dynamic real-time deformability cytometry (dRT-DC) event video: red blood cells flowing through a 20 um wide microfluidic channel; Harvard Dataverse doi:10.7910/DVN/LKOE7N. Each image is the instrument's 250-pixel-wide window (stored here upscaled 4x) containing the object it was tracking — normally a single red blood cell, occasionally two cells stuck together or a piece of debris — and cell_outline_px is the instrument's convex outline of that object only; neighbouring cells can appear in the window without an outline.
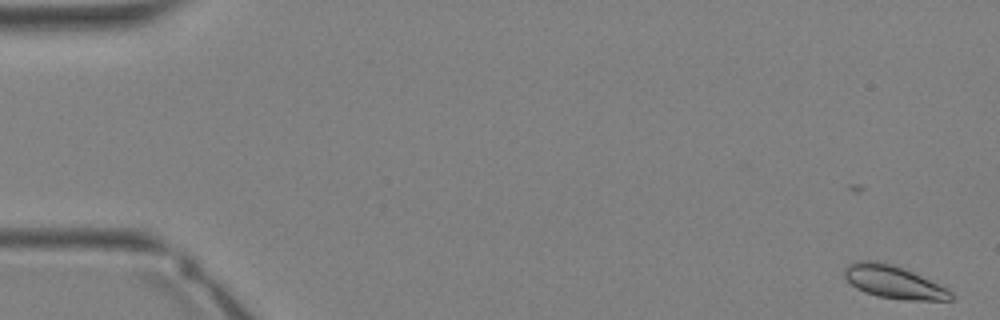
{"species": "Egyptian fruit bat (a non-hibernating species)", "species_latin": "Rousettus aegyptiacus", "temperature_condition": "warm", "stored_images_in_passage": 36, "camera_frame_rate_fps": 3000, "um_per_image_px": 0.085, "animal": {"sex": "female"}, "frame": {"image": 1, "passage_image": 1, "time_ms": 0.0, "image_size_px": [1000, 320], "cell_outline_px": [[952, 300], [904, 300], [876, 296], [864, 292], [856, 288], [844, 276], [844, 268], [848, 264], [856, 260], [876, 260], [892, 264], [904, 268], [948, 288], [952, 292]], "centroid_in_image_um": [75.94, 23.96], "position_along_channel_um": 9.1, "area_um2": 20.52}}
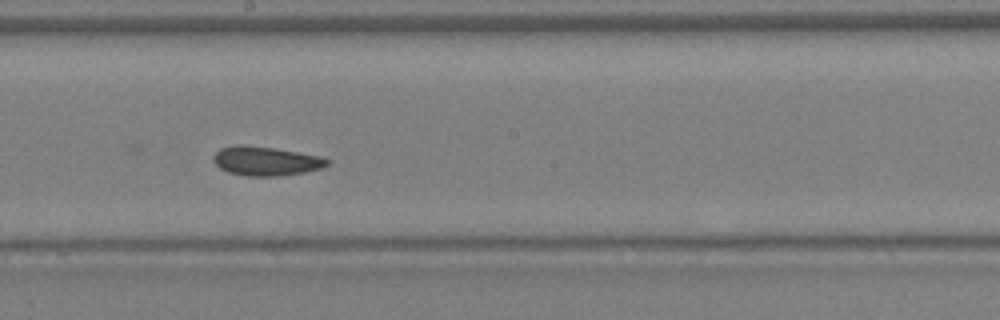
{"frame": {"image": 2, "passage_image": 20, "time_ms": 6.333, "image_size_px": [1000, 320], "cell_outline_px": [[332, 160], [328, 164], [320, 168], [304, 172], [280, 176], [248, 176], [228, 172], [220, 168], [212, 160], [212, 156], [220, 148], [236, 144], [244, 144], [272, 148], [320, 156]], "centroid_in_image_um": [22.56, 13.68], "position_along_channel_um": 225.6, "area_um2": 19.31}}
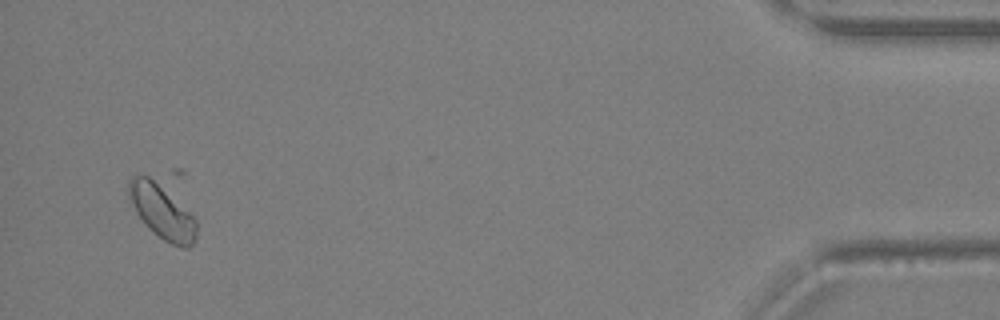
{"frame": {"image": 3, "passage_image": 34, "time_ms": 11.0, "image_size_px": [1000, 320], "cell_outline_px": [[196, 236], [192, 244], [188, 248], [180, 248], [164, 240], [148, 228], [136, 212], [132, 204], [128, 192], [128, 180], [132, 176], [148, 176], [156, 180], [196, 220]], "centroid_in_image_um": [13.75, 18.0], "position_along_channel_um": 421.5, "area_um2": 20.87}}